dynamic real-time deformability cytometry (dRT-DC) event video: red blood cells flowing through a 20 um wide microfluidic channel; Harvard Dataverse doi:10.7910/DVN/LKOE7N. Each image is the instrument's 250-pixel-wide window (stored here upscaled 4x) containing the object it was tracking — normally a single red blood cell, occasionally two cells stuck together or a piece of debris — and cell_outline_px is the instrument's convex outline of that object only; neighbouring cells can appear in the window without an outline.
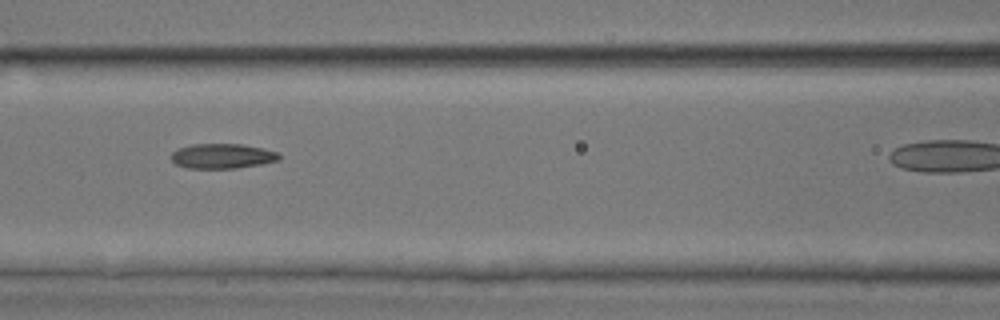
{"species": "common noctule bat (a hibernating species)", "species_latin": "Nyctalus noctula", "temperature_condition": "room temperature", "stored_images_in_passage": 9, "segment_of_instrument_passage": [1, 2], "camera_frame_rate_fps": 3000, "um_per_image_px": 0.085, "animal": {"sex": "male", "body_mass_g": 17.9, "forearm_length_mm": 54.2}, "frame": {"image": 1, "passage_image": 4, "time_ms": 3.333, "image_size_px": [1000, 320], "cell_outline_px": [[280, 160], [260, 164], [236, 168], [188, 168], [176, 164], [172, 160], [172, 152], [176, 148], [192, 144], [244, 144], [276, 152], [280, 156]], "centroid_in_image_um": [18.86, 13.26], "position_along_channel_um": 147.7, "area_um2": 15.55}}
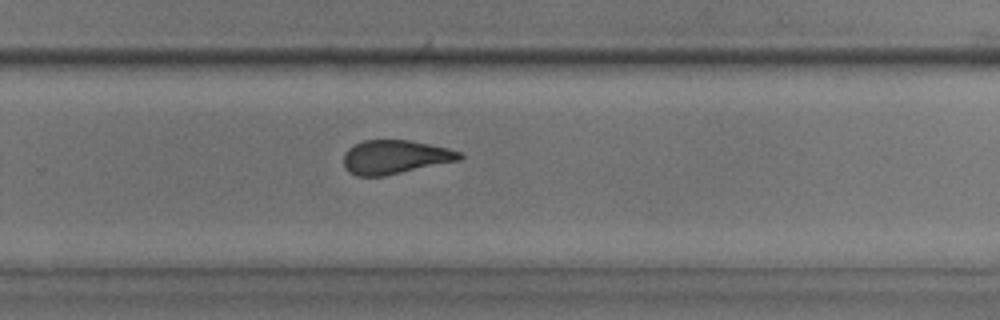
{"frame": {"image": 2, "passage_image": 8, "time_ms": 8.667, "image_size_px": [1000, 320], "cell_outline_px": [[464, 156], [460, 160], [384, 176], [356, 176], [348, 172], [344, 168], [344, 152], [348, 148], [364, 140], [408, 140], [448, 148], [464, 152]], "centroid_in_image_um": [33.58, 13.35], "position_along_channel_um": 296.2, "area_um2": 22.95}}